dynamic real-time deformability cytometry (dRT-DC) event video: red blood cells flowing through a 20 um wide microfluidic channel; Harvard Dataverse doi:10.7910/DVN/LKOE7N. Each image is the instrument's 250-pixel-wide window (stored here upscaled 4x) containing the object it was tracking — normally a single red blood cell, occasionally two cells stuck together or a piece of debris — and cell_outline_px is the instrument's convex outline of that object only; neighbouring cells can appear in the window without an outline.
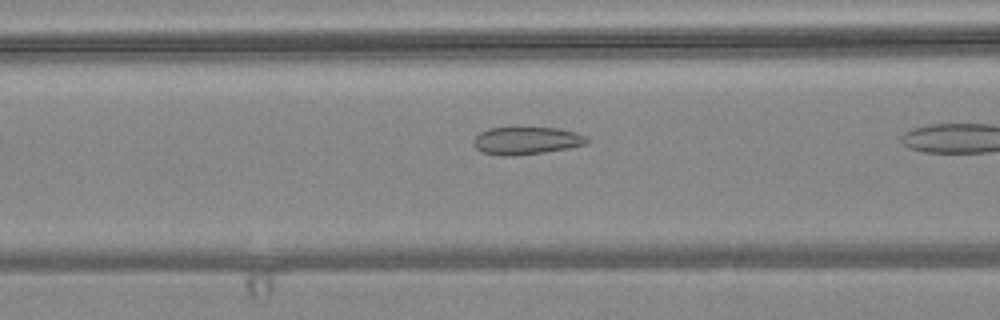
{"species": "common noctule bat (a hibernating species)", "species_latin": "Nyctalus noctula", "temperature_condition": "warm", "stored_images_in_passage": 7, "camera_frame_rate_fps": 3000, "um_per_image_px": 0.085, "animal": {"sex": "female", "body_mass_g": 24.6, "forearm_length_mm": 56.2}, "frame": {"image": 1, "passage_image": 5, "time_ms": 1.333, "image_size_px": [1000, 320], "cell_outline_px": [[588, 140], [584, 144], [568, 148], [544, 152], [512, 156], [500, 156], [480, 152], [476, 148], [472, 140], [480, 132], [488, 128], [556, 128], [576, 132], [584, 136]], "centroid_in_image_um": [44.68, 11.96], "position_along_channel_um": 121.9, "area_um2": 18.09}}